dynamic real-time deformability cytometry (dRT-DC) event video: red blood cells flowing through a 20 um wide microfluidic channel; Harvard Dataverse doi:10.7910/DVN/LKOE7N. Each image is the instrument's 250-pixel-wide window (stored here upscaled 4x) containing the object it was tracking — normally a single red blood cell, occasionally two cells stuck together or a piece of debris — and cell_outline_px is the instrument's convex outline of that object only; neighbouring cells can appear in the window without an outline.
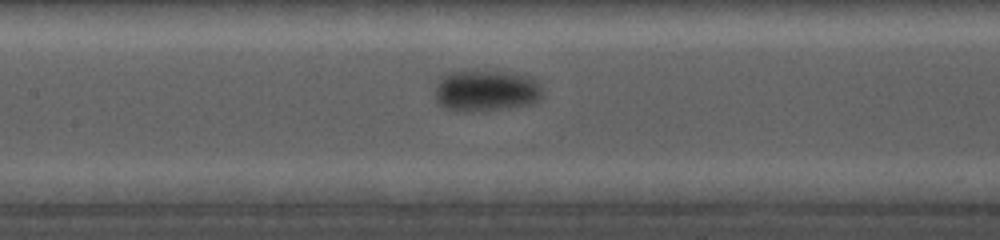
{"species": "common noctule bat (a hibernating species)", "species_latin": "Nyctalus noctula", "temperature_condition": "cold", "stored_images_in_passage": 19, "camera_frame_rate_fps": 5000, "um_per_image_px": 0.085, "animal": {"sex": "female", "body_mass_g": 19.0, "forearm_length_mm": 56.7}, "frame": {"image": 1, "passage_image": 9, "time_ms": 6.0, "image_size_px": [1000, 240], "cell_outline_px": [[544, 96], [540, 100], [532, 104], [504, 108], [472, 112], [444, 108], [436, 104], [436, 84], [440, 76], [448, 72], [476, 68], [484, 68], [512, 72], [532, 76], [540, 84], [544, 92]], "centroid_in_image_um": [41.33, 7.65], "position_along_channel_um": 166.1, "area_um2": 27.28}}
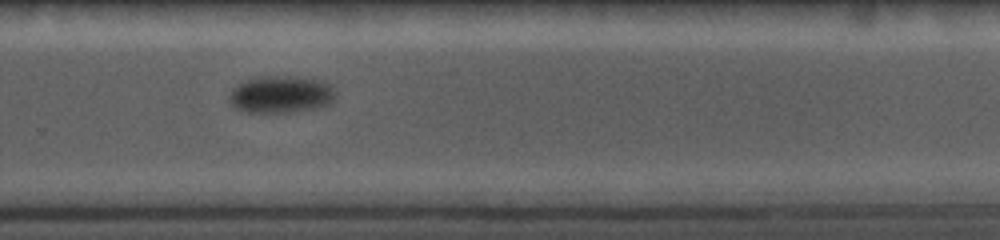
{"frame": {"image": 2, "passage_image": 14, "time_ms": 10.0, "image_size_px": [1000, 240], "cell_outline_px": [[336, 96], [332, 104], [316, 108], [292, 112], [240, 112], [228, 100], [228, 96], [232, 88], [236, 84], [248, 80], [268, 76], [296, 76], [320, 80], [328, 84], [332, 88]], "centroid_in_image_um": [23.87, 8.04], "position_along_channel_um": 305.9, "area_um2": 23.18}}
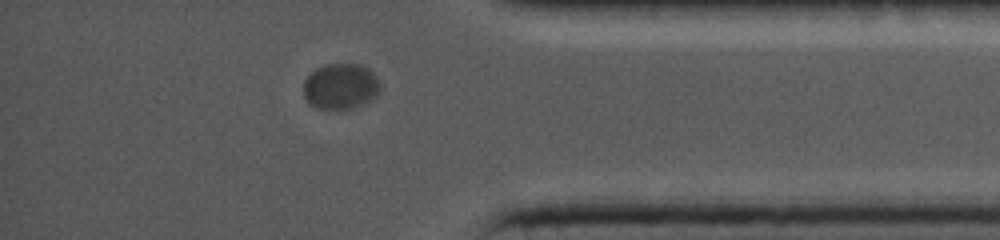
{"frame": {"image": 3, "passage_image": 18, "time_ms": 13.0, "image_size_px": [1000, 240], "cell_outline_px": [[380, 92], [372, 100], [356, 108], [316, 108], [308, 104], [304, 96], [304, 80], [316, 68], [324, 64], [364, 64], [380, 80]], "centroid_in_image_um": [28.98, 7.33], "position_along_channel_um": 406.2, "area_um2": 20.75}, "authors_computed_cell_mechanics": {"area_um2": 23.409, "velocity_mm_per_s": 3.4949, "shape_relaxation_time_tau1_ms": 0.096, "shape_relaxation_time_tau2_ms": null, "deformation_change_tau1": 0.0204, "deformation_change_tau2": null}}